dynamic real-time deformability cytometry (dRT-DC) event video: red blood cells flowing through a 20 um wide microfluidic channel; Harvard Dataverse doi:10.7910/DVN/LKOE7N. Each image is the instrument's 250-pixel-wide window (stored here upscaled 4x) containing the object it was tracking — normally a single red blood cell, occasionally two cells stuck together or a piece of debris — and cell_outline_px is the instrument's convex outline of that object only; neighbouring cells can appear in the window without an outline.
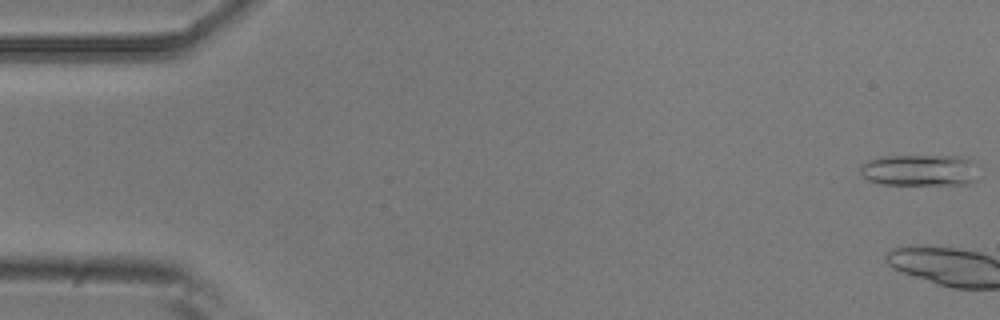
{"species": "common noctule bat (a hibernating species)", "species_latin": "Nyctalus noctula", "temperature_condition": "room temperature", "stored_images_in_passage": 5, "camera_frame_rate_fps": 3000, "um_per_image_px": 0.085, "animal": {"sex": "male", "body_mass_g": 20.5, "forearm_length_mm": 52.5}, "frame": {"image": 1, "passage_image": 1, "time_ms": 0.0, "image_size_px": [1000, 320], "cell_outline_px": [[976, 180], [968, 184], [880, 184], [868, 180], [860, 172], [860, 164], [868, 160], [880, 156], [960, 156], [972, 160], [976, 164]], "centroid_in_image_um": [78.17, 14.46], "position_along_channel_um": 6.8, "area_um2": 21.85}}